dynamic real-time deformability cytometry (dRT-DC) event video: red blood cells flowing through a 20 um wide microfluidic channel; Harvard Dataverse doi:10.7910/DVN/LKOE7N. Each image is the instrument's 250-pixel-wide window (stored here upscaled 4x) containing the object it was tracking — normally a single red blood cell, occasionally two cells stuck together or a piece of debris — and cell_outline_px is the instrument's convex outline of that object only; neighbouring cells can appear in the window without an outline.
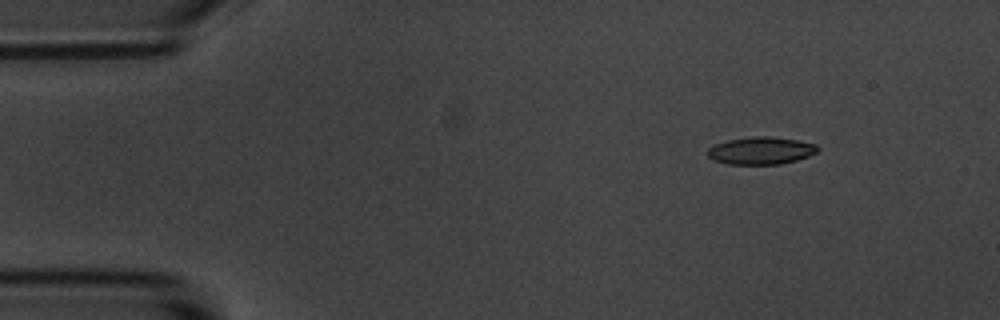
{"species": "common noctule bat (a hibernating species)", "species_latin": "Nyctalus noctula", "temperature_condition": "room temperature", "stored_images_in_passage": 5, "segment_of_instrument_passage": [2, 2], "camera_frame_rate_fps": 3000, "um_per_image_px": 0.085, "animal": {"sex": "male", "body_mass_g": 20.1, "forearm_length_mm": 53.5}, "frame": {"image": 1, "passage_image": 5, "time_ms": 5.667, "image_size_px": [1000, 320], "cell_outline_px": [[820, 148], [816, 152], [808, 156], [796, 160], [780, 164], [728, 164], [712, 160], [708, 156], [708, 148], [716, 144], [728, 140], [752, 136], [768, 136], [796, 140], [816, 144]], "centroid_in_image_um": [64.67, 12.8], "position_along_channel_um": 20.3, "area_um2": 17.51}}